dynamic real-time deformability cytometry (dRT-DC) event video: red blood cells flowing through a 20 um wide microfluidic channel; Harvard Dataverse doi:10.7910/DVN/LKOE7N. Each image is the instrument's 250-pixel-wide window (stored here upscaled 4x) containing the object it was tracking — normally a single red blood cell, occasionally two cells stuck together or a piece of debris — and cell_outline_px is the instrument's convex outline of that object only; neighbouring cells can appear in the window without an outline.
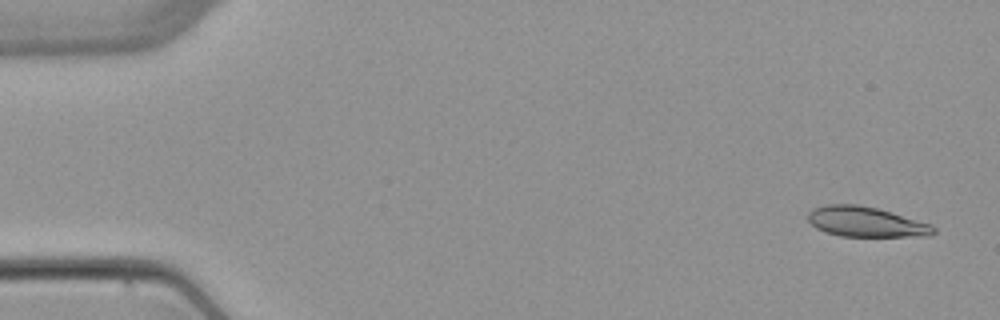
{"species": "common noctule bat (a hibernating species)", "species_latin": "Nyctalus noctula", "temperature_condition": "warm", "stored_images_in_passage": 5, "camera_frame_rate_fps": 3000, "um_per_image_px": 0.085, "animal": {"sex": "female", "body_mass_g": 22.7, "forearm_length_mm": 54.2}, "frame": {"image": 1, "passage_image": 1, "time_ms": 0.0, "image_size_px": [1000, 320], "cell_outline_px": [[936, 232], [932, 236], [840, 236], [824, 232], [816, 228], [808, 220], [808, 212], [812, 208], [828, 204], [856, 204], [876, 208], [932, 224], [936, 228]], "centroid_in_image_um": [73.6, 18.86], "position_along_channel_um": 11.4, "area_um2": 22.08}}
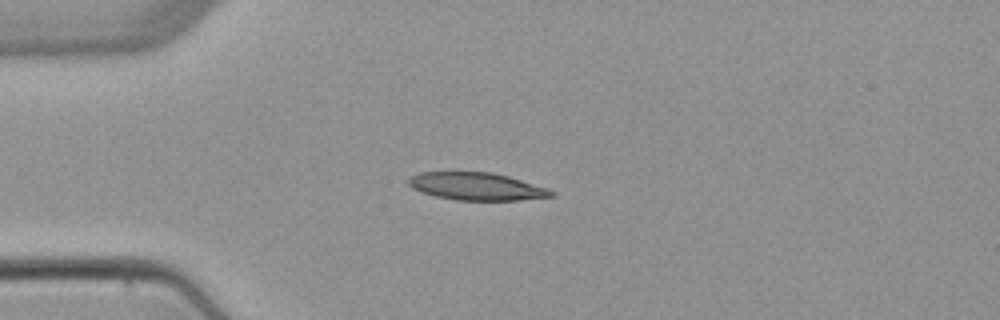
{"frame": {"image": 2, "passage_image": 4, "time_ms": 3.667, "image_size_px": [1000, 320], "cell_outline_px": [[556, 196], [520, 200], [456, 200], [436, 196], [420, 192], [412, 188], [408, 184], [408, 176], [420, 172], [492, 172], [508, 176], [548, 188], [556, 192]], "centroid_in_image_um": [40.51, 15.84], "position_along_channel_um": 44.5, "area_um2": 23.12}}
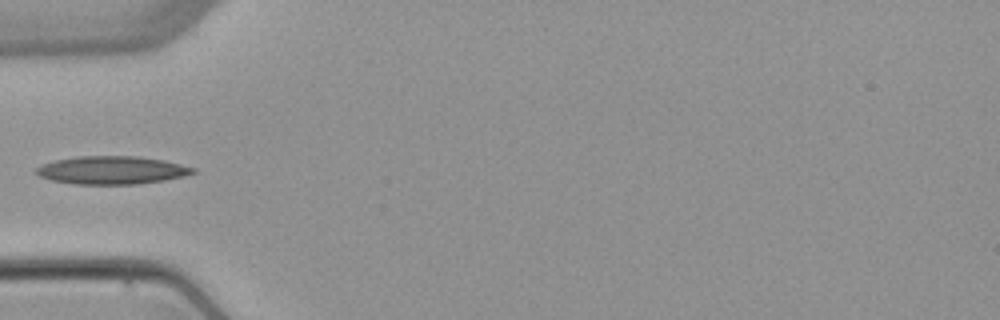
{"frame": {"image": 3, "passage_image": 5, "time_ms": 5.0, "image_size_px": [1000, 320], "cell_outline_px": [[196, 172], [184, 176], [164, 180], [140, 184], [76, 184], [52, 180], [40, 176], [32, 172], [36, 168], [44, 164], [56, 160], [76, 156], [140, 156], [164, 160], [196, 168]], "centroid_in_image_um": [9.52, 14.46], "position_along_channel_um": 75.5, "area_um2": 25.66}}